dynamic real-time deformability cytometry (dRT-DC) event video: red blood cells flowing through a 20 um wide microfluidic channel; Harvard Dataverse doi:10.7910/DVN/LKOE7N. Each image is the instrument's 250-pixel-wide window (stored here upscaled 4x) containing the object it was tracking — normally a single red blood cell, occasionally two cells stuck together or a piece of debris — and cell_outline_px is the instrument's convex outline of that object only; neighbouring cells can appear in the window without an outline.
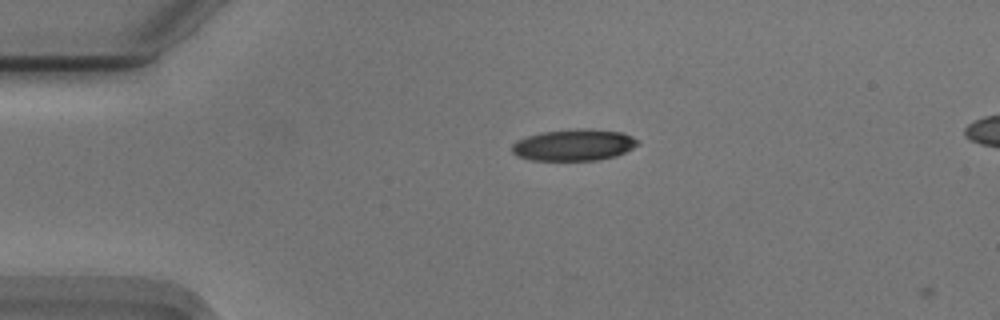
{"species": "Egyptian fruit bat (a non-hibernating species)", "species_latin": "Rousettus aegyptiacus", "temperature_condition": "cold", "stored_images_in_passage": 3, "camera_frame_rate_fps": 3000, "um_per_image_px": 0.085, "animal": {"sex": "male"}, "frame": {"image": 1, "passage_image": 2, "time_ms": 0.333, "image_size_px": [1000, 320], "cell_outline_px": [[640, 144], [624, 152], [612, 156], [596, 160], [532, 160], [516, 156], [512, 152], [512, 144], [516, 140], [528, 136], [544, 132], [620, 132], [632, 136]], "centroid_in_image_um": [48.7, 12.39], "position_along_channel_um": 36.3, "area_um2": 21.68}}